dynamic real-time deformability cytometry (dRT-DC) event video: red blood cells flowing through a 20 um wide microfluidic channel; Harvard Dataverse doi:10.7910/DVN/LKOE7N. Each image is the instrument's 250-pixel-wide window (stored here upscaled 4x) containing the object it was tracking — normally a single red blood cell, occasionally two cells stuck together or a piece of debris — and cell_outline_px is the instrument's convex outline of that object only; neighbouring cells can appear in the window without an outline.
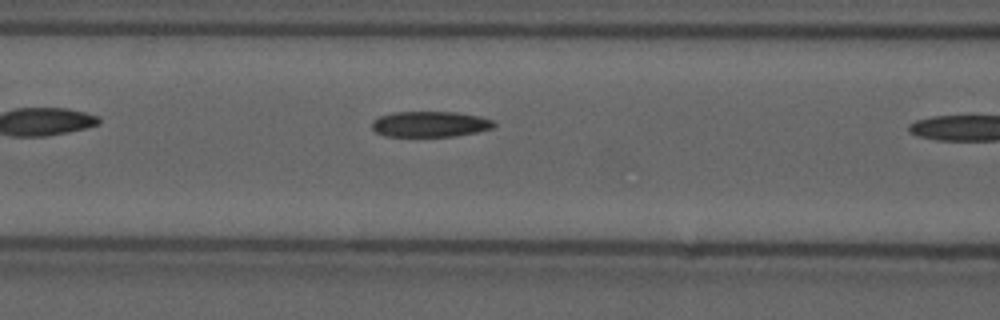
{"species": "common noctule bat (a hibernating species)", "species_latin": "Nyctalus noctula", "temperature_condition": "cold", "stored_images_in_passage": 8, "camera_frame_rate_fps": 3000, "um_per_image_px": 0.085, "animal": {"sex": "male", "forearm_length_mm": 52.5}, "frame": {"image": 1, "passage_image": 7, "time_ms": 2.0, "image_size_px": [1000, 320], "cell_outline_px": [[496, 124], [492, 128], [476, 132], [456, 136], [384, 136], [376, 132], [372, 128], [372, 120], [380, 116], [392, 112], [456, 112], [480, 116], [492, 120]], "centroid_in_image_um": [36.54, 10.55], "position_along_channel_um": 130.1, "area_um2": 18.26}}